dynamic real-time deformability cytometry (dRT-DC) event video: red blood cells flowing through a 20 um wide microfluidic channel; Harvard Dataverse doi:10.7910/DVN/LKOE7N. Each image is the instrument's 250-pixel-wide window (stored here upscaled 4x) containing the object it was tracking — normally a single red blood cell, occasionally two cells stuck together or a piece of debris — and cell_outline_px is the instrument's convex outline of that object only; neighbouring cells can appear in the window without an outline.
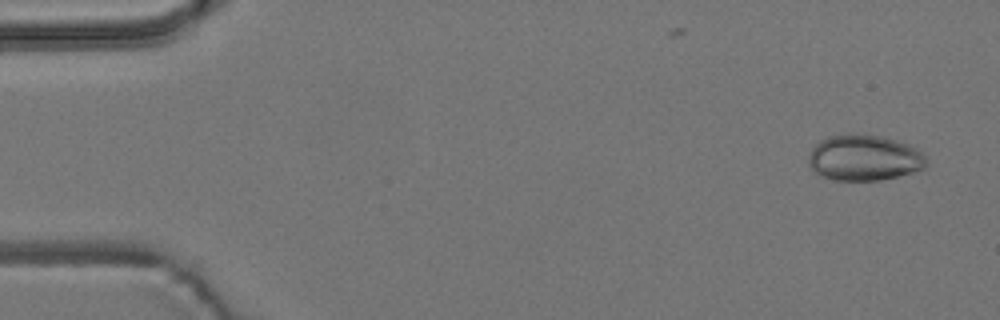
{"species": "common noctule bat (a hibernating species)", "species_latin": "Nyctalus noctula", "temperature_condition": "room temperature", "stored_images_in_passage": 6, "camera_frame_rate_fps": 3000, "um_per_image_px": 0.085, "animal": {"sex": "male", "body_mass_g": 19.2, "forearm_length_mm": 51.8}, "frame": {"image": 1, "passage_image": 1, "time_ms": 0.0, "image_size_px": [1000, 320], "cell_outline_px": [[928, 164], [924, 168], [912, 172], [880, 180], [836, 180], [824, 176], [816, 172], [808, 164], [808, 156], [812, 148], [820, 140], [828, 136], [884, 136], [896, 140], [916, 148], [928, 160]], "centroid_in_image_um": [73.47, 13.43], "position_along_channel_um": 11.5, "area_um2": 30.81}}
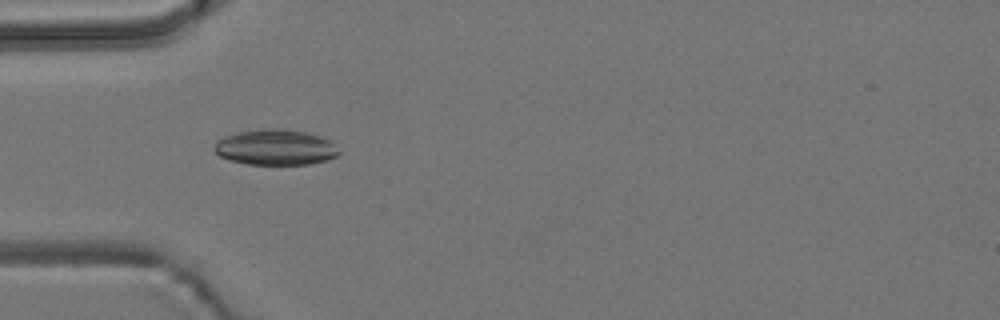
{"frame": {"image": 2, "passage_image": 5, "time_ms": 4.667, "image_size_px": [1000, 320], "cell_outline_px": [[340, 152], [336, 156], [328, 160], [312, 164], [248, 164], [232, 160], [220, 156], [212, 148], [216, 140], [224, 136], [236, 132], [264, 128], [276, 128], [304, 132], [328, 140]], "centroid_in_image_um": [23.36, 12.52], "position_along_channel_um": 61.6, "area_um2": 25.66}}
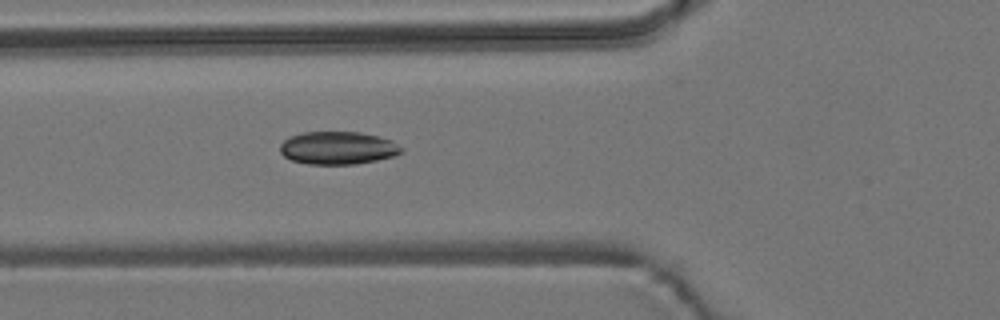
{"frame": {"image": 3, "passage_image": 6, "time_ms": 5.667, "image_size_px": [1000, 320], "cell_outline_px": [[404, 152], [392, 156], [376, 160], [356, 164], [308, 164], [292, 160], [284, 156], [280, 152], [280, 144], [288, 136], [300, 132], [360, 132], [392, 140], [404, 148]], "centroid_in_image_um": [28.71, 12.57], "position_along_channel_um": 97.1, "area_um2": 23.35}}